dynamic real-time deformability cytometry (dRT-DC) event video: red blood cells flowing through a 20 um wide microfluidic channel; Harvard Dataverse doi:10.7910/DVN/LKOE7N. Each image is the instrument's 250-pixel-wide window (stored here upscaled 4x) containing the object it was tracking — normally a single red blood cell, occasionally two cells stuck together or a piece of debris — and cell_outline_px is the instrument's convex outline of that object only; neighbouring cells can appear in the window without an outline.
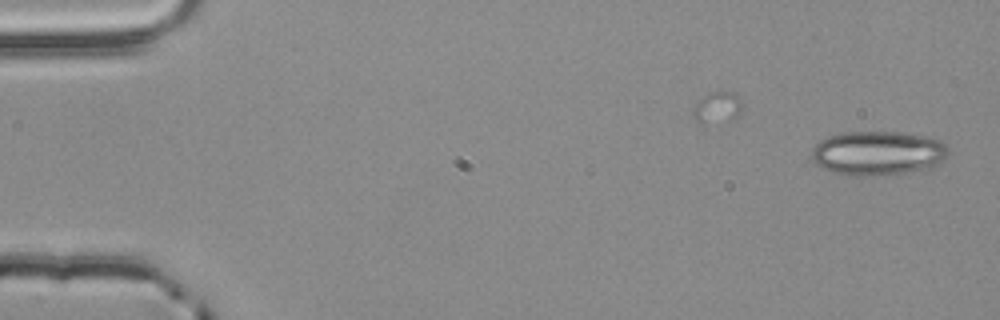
{"species": "common noctule bat (a hibernating species)", "species_latin": "Nyctalus noctula", "temperature_condition": "room temperature", "stored_images_in_passage": 4, "camera_frame_rate_fps": 3000, "um_per_image_px": 0.085, "animal": {"sex": "male", "body_mass_g": 20.4}, "frame": {"image": 1, "passage_image": 1, "time_ms": 0.0, "image_size_px": [1000, 320], "cell_outline_px": [[948, 156], [944, 160], [932, 168], [904, 172], [872, 176], [848, 176], [832, 172], [816, 164], [812, 160], [812, 148], [820, 140], [828, 136], [844, 132], [896, 132], [924, 136], [940, 140], [948, 148]], "centroid_in_image_um": [74.61, 13.02], "position_along_channel_um": 10.4, "area_um2": 35.37}}